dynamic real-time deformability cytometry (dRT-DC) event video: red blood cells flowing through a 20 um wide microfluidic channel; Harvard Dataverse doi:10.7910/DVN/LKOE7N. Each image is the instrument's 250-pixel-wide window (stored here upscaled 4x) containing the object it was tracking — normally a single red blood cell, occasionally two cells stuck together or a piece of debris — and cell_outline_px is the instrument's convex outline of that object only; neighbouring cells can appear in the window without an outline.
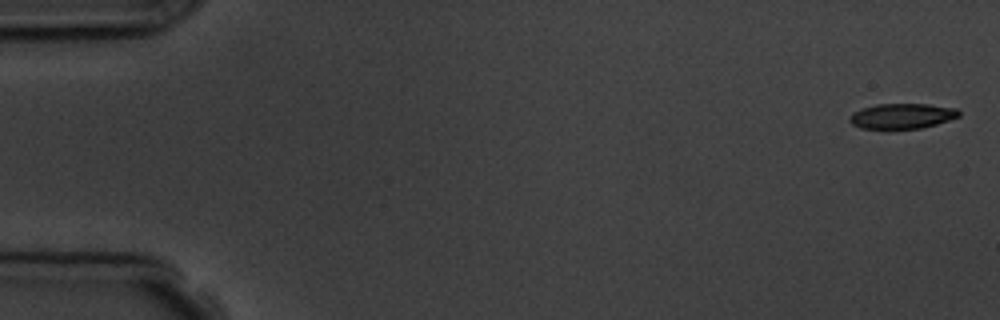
{"species": "common noctule bat (a hibernating species)", "species_latin": "Nyctalus noctula", "temperature_condition": "room temperature", "stored_images_in_passage": 4, "camera_frame_rate_fps": 3000, "um_per_image_px": 0.085, "animal": {"sex": "male", "body_mass_g": 19.5, "forearm_length_mm": 54.6}, "frame": {"image": 1, "passage_image": 1, "time_ms": 0.0, "image_size_px": [1000, 320], "cell_outline_px": [[960, 116], [936, 124], [920, 128], [888, 132], [860, 128], [852, 124], [848, 120], [852, 112], [860, 108], [876, 104], [928, 104], [956, 108], [960, 112]], "centroid_in_image_um": [76.59, 9.91], "position_along_channel_um": 8.4, "area_um2": 16.88}}